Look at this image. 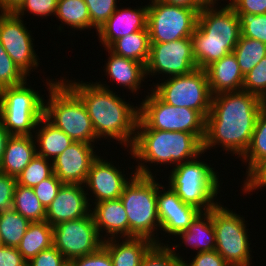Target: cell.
I'll return each mask as SVG.
<instances>
[{
	"instance_id": "6da1fadb",
	"label": "cell",
	"mask_w": 266,
	"mask_h": 266,
	"mask_svg": "<svg viewBox=\"0 0 266 266\" xmlns=\"http://www.w3.org/2000/svg\"><path fill=\"white\" fill-rule=\"evenodd\" d=\"M265 105L264 100L243 90L212 96L205 124L204 153L221 144L226 151L241 158L250 144L258 114Z\"/></svg>"
},
{
	"instance_id": "7a4b0ae2",
	"label": "cell",
	"mask_w": 266,
	"mask_h": 266,
	"mask_svg": "<svg viewBox=\"0 0 266 266\" xmlns=\"http://www.w3.org/2000/svg\"><path fill=\"white\" fill-rule=\"evenodd\" d=\"M61 80L82 100L97 138H113L130 149L136 136L139 107L123 101L106 85ZM71 82V83H70Z\"/></svg>"
},
{
	"instance_id": "3957f363",
	"label": "cell",
	"mask_w": 266,
	"mask_h": 266,
	"mask_svg": "<svg viewBox=\"0 0 266 266\" xmlns=\"http://www.w3.org/2000/svg\"><path fill=\"white\" fill-rule=\"evenodd\" d=\"M214 6L209 5L199 12L196 29L190 37L199 69L232 53L241 35L235 10L229 4L219 10Z\"/></svg>"
},
{
	"instance_id": "277c9868",
	"label": "cell",
	"mask_w": 266,
	"mask_h": 266,
	"mask_svg": "<svg viewBox=\"0 0 266 266\" xmlns=\"http://www.w3.org/2000/svg\"><path fill=\"white\" fill-rule=\"evenodd\" d=\"M135 171L120 196L128 216V238L145 237L159 243L157 232L154 236V231L160 228L157 181L144 162L139 163Z\"/></svg>"
},
{
	"instance_id": "5b68a950",
	"label": "cell",
	"mask_w": 266,
	"mask_h": 266,
	"mask_svg": "<svg viewBox=\"0 0 266 266\" xmlns=\"http://www.w3.org/2000/svg\"><path fill=\"white\" fill-rule=\"evenodd\" d=\"M136 130L135 140L129 153L137 161L179 165L201 156L204 152L203 141L192 133L151 128H136Z\"/></svg>"
},
{
	"instance_id": "8992f818",
	"label": "cell",
	"mask_w": 266,
	"mask_h": 266,
	"mask_svg": "<svg viewBox=\"0 0 266 266\" xmlns=\"http://www.w3.org/2000/svg\"><path fill=\"white\" fill-rule=\"evenodd\" d=\"M46 83L50 98L44 102L43 116L73 141L94 143L97 136L82 100L61 79Z\"/></svg>"
},
{
	"instance_id": "52a82bcc",
	"label": "cell",
	"mask_w": 266,
	"mask_h": 266,
	"mask_svg": "<svg viewBox=\"0 0 266 266\" xmlns=\"http://www.w3.org/2000/svg\"><path fill=\"white\" fill-rule=\"evenodd\" d=\"M210 166L196 157L176 165L169 176V187L185 204L201 212L210 211L218 205L214 200L219 192L220 181Z\"/></svg>"
},
{
	"instance_id": "ba28073f",
	"label": "cell",
	"mask_w": 266,
	"mask_h": 266,
	"mask_svg": "<svg viewBox=\"0 0 266 266\" xmlns=\"http://www.w3.org/2000/svg\"><path fill=\"white\" fill-rule=\"evenodd\" d=\"M26 84L0 90V120L10 135H32L43 117L44 98Z\"/></svg>"
},
{
	"instance_id": "9c48e42d",
	"label": "cell",
	"mask_w": 266,
	"mask_h": 266,
	"mask_svg": "<svg viewBox=\"0 0 266 266\" xmlns=\"http://www.w3.org/2000/svg\"><path fill=\"white\" fill-rule=\"evenodd\" d=\"M145 98L139 105L136 128L188 132L204 141L206 119L198 111L169 105L153 91Z\"/></svg>"
},
{
	"instance_id": "30bf717a",
	"label": "cell",
	"mask_w": 266,
	"mask_h": 266,
	"mask_svg": "<svg viewBox=\"0 0 266 266\" xmlns=\"http://www.w3.org/2000/svg\"><path fill=\"white\" fill-rule=\"evenodd\" d=\"M153 91L165 103L198 111L205 119L211 110L212 94L205 69L186 75L168 77Z\"/></svg>"
},
{
	"instance_id": "8fae6325",
	"label": "cell",
	"mask_w": 266,
	"mask_h": 266,
	"mask_svg": "<svg viewBox=\"0 0 266 266\" xmlns=\"http://www.w3.org/2000/svg\"><path fill=\"white\" fill-rule=\"evenodd\" d=\"M219 204L212 209L216 251L230 266H250L251 248L245 219ZM250 249V250H249Z\"/></svg>"
},
{
	"instance_id": "7c38bea8",
	"label": "cell",
	"mask_w": 266,
	"mask_h": 266,
	"mask_svg": "<svg viewBox=\"0 0 266 266\" xmlns=\"http://www.w3.org/2000/svg\"><path fill=\"white\" fill-rule=\"evenodd\" d=\"M197 9L151 0L148 4L147 29L150 42H171L190 38L196 29Z\"/></svg>"
},
{
	"instance_id": "4fadbf2b",
	"label": "cell",
	"mask_w": 266,
	"mask_h": 266,
	"mask_svg": "<svg viewBox=\"0 0 266 266\" xmlns=\"http://www.w3.org/2000/svg\"><path fill=\"white\" fill-rule=\"evenodd\" d=\"M91 212L53 226V246L69 261L96 252L103 244Z\"/></svg>"
},
{
	"instance_id": "5bb4252c",
	"label": "cell",
	"mask_w": 266,
	"mask_h": 266,
	"mask_svg": "<svg viewBox=\"0 0 266 266\" xmlns=\"http://www.w3.org/2000/svg\"><path fill=\"white\" fill-rule=\"evenodd\" d=\"M145 67L146 76L163 73L171 77L193 72L198 67L194 60L191 38L150 42V55Z\"/></svg>"
},
{
	"instance_id": "9a60e30c",
	"label": "cell",
	"mask_w": 266,
	"mask_h": 266,
	"mask_svg": "<svg viewBox=\"0 0 266 266\" xmlns=\"http://www.w3.org/2000/svg\"><path fill=\"white\" fill-rule=\"evenodd\" d=\"M0 13V42L17 67L28 76L39 64L29 30L22 17L14 12Z\"/></svg>"
},
{
	"instance_id": "2e32d148",
	"label": "cell",
	"mask_w": 266,
	"mask_h": 266,
	"mask_svg": "<svg viewBox=\"0 0 266 266\" xmlns=\"http://www.w3.org/2000/svg\"><path fill=\"white\" fill-rule=\"evenodd\" d=\"M92 144L73 141L70 146L53 161L56 177L67 184H85L93 161L98 157Z\"/></svg>"
},
{
	"instance_id": "e0dca14e",
	"label": "cell",
	"mask_w": 266,
	"mask_h": 266,
	"mask_svg": "<svg viewBox=\"0 0 266 266\" xmlns=\"http://www.w3.org/2000/svg\"><path fill=\"white\" fill-rule=\"evenodd\" d=\"M167 189L157 182V214L165 234L176 236L185 231L201 211L185 204L170 187Z\"/></svg>"
},
{
	"instance_id": "ac0fdd59",
	"label": "cell",
	"mask_w": 266,
	"mask_h": 266,
	"mask_svg": "<svg viewBox=\"0 0 266 266\" xmlns=\"http://www.w3.org/2000/svg\"><path fill=\"white\" fill-rule=\"evenodd\" d=\"M85 185L63 183L55 199L46 209V218L50 225L55 226L61 222L75 220L87 216L90 211L88 191Z\"/></svg>"
},
{
	"instance_id": "d6986e66",
	"label": "cell",
	"mask_w": 266,
	"mask_h": 266,
	"mask_svg": "<svg viewBox=\"0 0 266 266\" xmlns=\"http://www.w3.org/2000/svg\"><path fill=\"white\" fill-rule=\"evenodd\" d=\"M112 162H107L98 156L92 163L85 181L86 188H89L96 198L93 203L119 199L125 185L130 181L125 174L117 169Z\"/></svg>"
},
{
	"instance_id": "ffe728a7",
	"label": "cell",
	"mask_w": 266,
	"mask_h": 266,
	"mask_svg": "<svg viewBox=\"0 0 266 266\" xmlns=\"http://www.w3.org/2000/svg\"><path fill=\"white\" fill-rule=\"evenodd\" d=\"M148 5L137 9L117 8L97 31L100 42L107 49L115 40L133 32L147 29Z\"/></svg>"
},
{
	"instance_id": "44dd1931",
	"label": "cell",
	"mask_w": 266,
	"mask_h": 266,
	"mask_svg": "<svg viewBox=\"0 0 266 266\" xmlns=\"http://www.w3.org/2000/svg\"><path fill=\"white\" fill-rule=\"evenodd\" d=\"M205 71L212 96L242 90L244 76L233 52L211 63Z\"/></svg>"
},
{
	"instance_id": "7402d4cb",
	"label": "cell",
	"mask_w": 266,
	"mask_h": 266,
	"mask_svg": "<svg viewBox=\"0 0 266 266\" xmlns=\"http://www.w3.org/2000/svg\"><path fill=\"white\" fill-rule=\"evenodd\" d=\"M92 210L90 212L101 239L103 237L100 232L103 230H105L106 236L108 234L111 236L108 239L116 238L115 236L119 234L122 235L120 238H128V216L120 198L95 203V208Z\"/></svg>"
},
{
	"instance_id": "603a6c76",
	"label": "cell",
	"mask_w": 266,
	"mask_h": 266,
	"mask_svg": "<svg viewBox=\"0 0 266 266\" xmlns=\"http://www.w3.org/2000/svg\"><path fill=\"white\" fill-rule=\"evenodd\" d=\"M33 135H10L2 161L0 172L17 177L37 155Z\"/></svg>"
},
{
	"instance_id": "cb8c5ba5",
	"label": "cell",
	"mask_w": 266,
	"mask_h": 266,
	"mask_svg": "<svg viewBox=\"0 0 266 266\" xmlns=\"http://www.w3.org/2000/svg\"><path fill=\"white\" fill-rule=\"evenodd\" d=\"M154 243L145 237H132L124 238L119 244L116 238L104 237L102 246L109 252L113 266H140L143 256Z\"/></svg>"
},
{
	"instance_id": "d4e9b609",
	"label": "cell",
	"mask_w": 266,
	"mask_h": 266,
	"mask_svg": "<svg viewBox=\"0 0 266 266\" xmlns=\"http://www.w3.org/2000/svg\"><path fill=\"white\" fill-rule=\"evenodd\" d=\"M110 57L106 63V75H109L117 84L123 85L130 89L132 93H136L141 87V82L146 76V67L143 63L118 56L111 52L108 48Z\"/></svg>"
},
{
	"instance_id": "484cf974",
	"label": "cell",
	"mask_w": 266,
	"mask_h": 266,
	"mask_svg": "<svg viewBox=\"0 0 266 266\" xmlns=\"http://www.w3.org/2000/svg\"><path fill=\"white\" fill-rule=\"evenodd\" d=\"M42 126H41V125ZM44 124V125H43ZM35 137L37 155L53 162L62 152H64L73 140L61 129L51 124L44 116L38 121ZM38 131V132H37Z\"/></svg>"
},
{
	"instance_id": "4316f807",
	"label": "cell",
	"mask_w": 266,
	"mask_h": 266,
	"mask_svg": "<svg viewBox=\"0 0 266 266\" xmlns=\"http://www.w3.org/2000/svg\"><path fill=\"white\" fill-rule=\"evenodd\" d=\"M177 236L184 240L187 246L196 248L198 253L215 250L216 237L212 223V209L200 212L190 226Z\"/></svg>"
},
{
	"instance_id": "83f0119b",
	"label": "cell",
	"mask_w": 266,
	"mask_h": 266,
	"mask_svg": "<svg viewBox=\"0 0 266 266\" xmlns=\"http://www.w3.org/2000/svg\"><path fill=\"white\" fill-rule=\"evenodd\" d=\"M51 246H53V226L47 221H41L29 224L17 249L24 259L29 262L42 250Z\"/></svg>"
},
{
	"instance_id": "f1b7e54d",
	"label": "cell",
	"mask_w": 266,
	"mask_h": 266,
	"mask_svg": "<svg viewBox=\"0 0 266 266\" xmlns=\"http://www.w3.org/2000/svg\"><path fill=\"white\" fill-rule=\"evenodd\" d=\"M108 49L118 56H122L145 66L150 55V38L148 30L133 32L115 40Z\"/></svg>"
},
{
	"instance_id": "f546056e",
	"label": "cell",
	"mask_w": 266,
	"mask_h": 266,
	"mask_svg": "<svg viewBox=\"0 0 266 266\" xmlns=\"http://www.w3.org/2000/svg\"><path fill=\"white\" fill-rule=\"evenodd\" d=\"M242 159L243 162L248 161L246 177L266 159V105L258 114L250 144Z\"/></svg>"
},
{
	"instance_id": "4dcf8cb0",
	"label": "cell",
	"mask_w": 266,
	"mask_h": 266,
	"mask_svg": "<svg viewBox=\"0 0 266 266\" xmlns=\"http://www.w3.org/2000/svg\"><path fill=\"white\" fill-rule=\"evenodd\" d=\"M12 208L30 222L45 221L46 209L35 195L33 188L16 184Z\"/></svg>"
},
{
	"instance_id": "1f68e13d",
	"label": "cell",
	"mask_w": 266,
	"mask_h": 266,
	"mask_svg": "<svg viewBox=\"0 0 266 266\" xmlns=\"http://www.w3.org/2000/svg\"><path fill=\"white\" fill-rule=\"evenodd\" d=\"M56 17L64 24L84 30L91 28V18L84 0H58Z\"/></svg>"
},
{
	"instance_id": "d6a6232c",
	"label": "cell",
	"mask_w": 266,
	"mask_h": 266,
	"mask_svg": "<svg viewBox=\"0 0 266 266\" xmlns=\"http://www.w3.org/2000/svg\"><path fill=\"white\" fill-rule=\"evenodd\" d=\"M31 222L13 208L0 212V234L3 246L17 247Z\"/></svg>"
},
{
	"instance_id": "836d02e7",
	"label": "cell",
	"mask_w": 266,
	"mask_h": 266,
	"mask_svg": "<svg viewBox=\"0 0 266 266\" xmlns=\"http://www.w3.org/2000/svg\"><path fill=\"white\" fill-rule=\"evenodd\" d=\"M233 53L238 61L240 71L245 76L266 56V44L260 40L240 35Z\"/></svg>"
},
{
	"instance_id": "e575fe53",
	"label": "cell",
	"mask_w": 266,
	"mask_h": 266,
	"mask_svg": "<svg viewBox=\"0 0 266 266\" xmlns=\"http://www.w3.org/2000/svg\"><path fill=\"white\" fill-rule=\"evenodd\" d=\"M36 155L29 165L16 177L18 185L33 188L44 179L49 178L53 172V162Z\"/></svg>"
},
{
	"instance_id": "d590c367",
	"label": "cell",
	"mask_w": 266,
	"mask_h": 266,
	"mask_svg": "<svg viewBox=\"0 0 266 266\" xmlns=\"http://www.w3.org/2000/svg\"><path fill=\"white\" fill-rule=\"evenodd\" d=\"M164 243H154L145 253L140 266H184L183 258L175 252L179 245L173 247Z\"/></svg>"
},
{
	"instance_id": "8d00e7d4",
	"label": "cell",
	"mask_w": 266,
	"mask_h": 266,
	"mask_svg": "<svg viewBox=\"0 0 266 266\" xmlns=\"http://www.w3.org/2000/svg\"><path fill=\"white\" fill-rule=\"evenodd\" d=\"M27 76L17 67L0 42V90L21 85Z\"/></svg>"
},
{
	"instance_id": "74e56055",
	"label": "cell",
	"mask_w": 266,
	"mask_h": 266,
	"mask_svg": "<svg viewBox=\"0 0 266 266\" xmlns=\"http://www.w3.org/2000/svg\"><path fill=\"white\" fill-rule=\"evenodd\" d=\"M239 17L241 35L260 40L266 44V14L236 13Z\"/></svg>"
},
{
	"instance_id": "f35d334b",
	"label": "cell",
	"mask_w": 266,
	"mask_h": 266,
	"mask_svg": "<svg viewBox=\"0 0 266 266\" xmlns=\"http://www.w3.org/2000/svg\"><path fill=\"white\" fill-rule=\"evenodd\" d=\"M242 90L266 102V56L244 76Z\"/></svg>"
},
{
	"instance_id": "ab89813d",
	"label": "cell",
	"mask_w": 266,
	"mask_h": 266,
	"mask_svg": "<svg viewBox=\"0 0 266 266\" xmlns=\"http://www.w3.org/2000/svg\"><path fill=\"white\" fill-rule=\"evenodd\" d=\"M91 18V27L97 31L118 8L117 0H84Z\"/></svg>"
},
{
	"instance_id": "60d3db41",
	"label": "cell",
	"mask_w": 266,
	"mask_h": 266,
	"mask_svg": "<svg viewBox=\"0 0 266 266\" xmlns=\"http://www.w3.org/2000/svg\"><path fill=\"white\" fill-rule=\"evenodd\" d=\"M57 2L58 0H24L14 13L19 17L24 15V11L31 12L33 15L40 17L55 15Z\"/></svg>"
},
{
	"instance_id": "b9f144b4",
	"label": "cell",
	"mask_w": 266,
	"mask_h": 266,
	"mask_svg": "<svg viewBox=\"0 0 266 266\" xmlns=\"http://www.w3.org/2000/svg\"><path fill=\"white\" fill-rule=\"evenodd\" d=\"M62 182L53 173L49 178L44 179L41 183L33 187L35 195L41 204L47 209L50 203L55 199Z\"/></svg>"
},
{
	"instance_id": "7bdbcfd3",
	"label": "cell",
	"mask_w": 266,
	"mask_h": 266,
	"mask_svg": "<svg viewBox=\"0 0 266 266\" xmlns=\"http://www.w3.org/2000/svg\"><path fill=\"white\" fill-rule=\"evenodd\" d=\"M68 266H113L109 252L101 246L96 252L68 261Z\"/></svg>"
},
{
	"instance_id": "ee69618b",
	"label": "cell",
	"mask_w": 266,
	"mask_h": 266,
	"mask_svg": "<svg viewBox=\"0 0 266 266\" xmlns=\"http://www.w3.org/2000/svg\"><path fill=\"white\" fill-rule=\"evenodd\" d=\"M68 260L54 247L42 250L27 266H67Z\"/></svg>"
},
{
	"instance_id": "f6af8a7d",
	"label": "cell",
	"mask_w": 266,
	"mask_h": 266,
	"mask_svg": "<svg viewBox=\"0 0 266 266\" xmlns=\"http://www.w3.org/2000/svg\"><path fill=\"white\" fill-rule=\"evenodd\" d=\"M16 177L0 172V212L12 208Z\"/></svg>"
},
{
	"instance_id": "bcb514c9",
	"label": "cell",
	"mask_w": 266,
	"mask_h": 266,
	"mask_svg": "<svg viewBox=\"0 0 266 266\" xmlns=\"http://www.w3.org/2000/svg\"><path fill=\"white\" fill-rule=\"evenodd\" d=\"M193 261H183L184 266H230L225 259L216 251L197 252Z\"/></svg>"
},
{
	"instance_id": "7dc6e473",
	"label": "cell",
	"mask_w": 266,
	"mask_h": 266,
	"mask_svg": "<svg viewBox=\"0 0 266 266\" xmlns=\"http://www.w3.org/2000/svg\"><path fill=\"white\" fill-rule=\"evenodd\" d=\"M266 186V159L263 160L244 181L243 191L248 194L254 189Z\"/></svg>"
},
{
	"instance_id": "c3c4849f",
	"label": "cell",
	"mask_w": 266,
	"mask_h": 266,
	"mask_svg": "<svg viewBox=\"0 0 266 266\" xmlns=\"http://www.w3.org/2000/svg\"><path fill=\"white\" fill-rule=\"evenodd\" d=\"M230 6L236 13L266 14V0H234Z\"/></svg>"
},
{
	"instance_id": "681fc988",
	"label": "cell",
	"mask_w": 266,
	"mask_h": 266,
	"mask_svg": "<svg viewBox=\"0 0 266 266\" xmlns=\"http://www.w3.org/2000/svg\"><path fill=\"white\" fill-rule=\"evenodd\" d=\"M28 262L24 259L17 247H0V266H27Z\"/></svg>"
},
{
	"instance_id": "f907efd6",
	"label": "cell",
	"mask_w": 266,
	"mask_h": 266,
	"mask_svg": "<svg viewBox=\"0 0 266 266\" xmlns=\"http://www.w3.org/2000/svg\"><path fill=\"white\" fill-rule=\"evenodd\" d=\"M168 4L197 9L199 12L209 6L208 0H159Z\"/></svg>"
},
{
	"instance_id": "816d5d0a",
	"label": "cell",
	"mask_w": 266,
	"mask_h": 266,
	"mask_svg": "<svg viewBox=\"0 0 266 266\" xmlns=\"http://www.w3.org/2000/svg\"><path fill=\"white\" fill-rule=\"evenodd\" d=\"M24 0H0L1 12H15Z\"/></svg>"
},
{
	"instance_id": "f5cc1de1",
	"label": "cell",
	"mask_w": 266,
	"mask_h": 266,
	"mask_svg": "<svg viewBox=\"0 0 266 266\" xmlns=\"http://www.w3.org/2000/svg\"><path fill=\"white\" fill-rule=\"evenodd\" d=\"M10 137V134L8 131L3 127V124L0 120V163L2 161V157L4 154V150L6 147V143Z\"/></svg>"
},
{
	"instance_id": "db71d44e",
	"label": "cell",
	"mask_w": 266,
	"mask_h": 266,
	"mask_svg": "<svg viewBox=\"0 0 266 266\" xmlns=\"http://www.w3.org/2000/svg\"><path fill=\"white\" fill-rule=\"evenodd\" d=\"M216 1L217 0H208L210 5H215ZM229 1H230V3H229V5H230L234 0H229Z\"/></svg>"
},
{
	"instance_id": "11a10c76",
	"label": "cell",
	"mask_w": 266,
	"mask_h": 266,
	"mask_svg": "<svg viewBox=\"0 0 266 266\" xmlns=\"http://www.w3.org/2000/svg\"><path fill=\"white\" fill-rule=\"evenodd\" d=\"M2 246H3V240H2V236L0 234V247H2Z\"/></svg>"
}]
</instances>
